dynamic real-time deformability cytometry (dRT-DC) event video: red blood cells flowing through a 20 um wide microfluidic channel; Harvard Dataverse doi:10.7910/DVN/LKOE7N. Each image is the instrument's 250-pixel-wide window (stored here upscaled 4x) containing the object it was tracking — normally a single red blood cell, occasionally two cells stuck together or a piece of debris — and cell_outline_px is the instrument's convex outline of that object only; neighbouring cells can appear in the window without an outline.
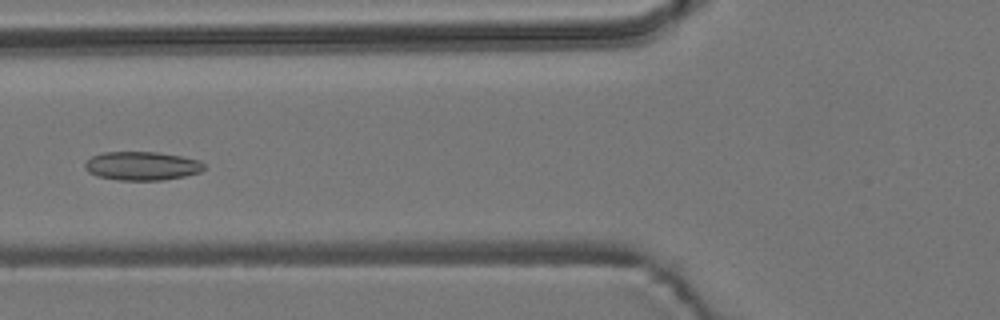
{"species": "common noctule bat (a hibernating species)", "species_latin": "Nyctalus noctula", "temperature_condition": "room temperature", "stored_images_in_passage": 8, "camera_frame_rate_fps": 3000, "um_per_image_px": 0.085, "animal": {"sex": "male", "body_mass_g": 19.2, "forearm_length_mm": 51.8}, "frame": {"image": 1, "passage_image": 6, "time_ms": 6.0, "image_size_px": [1000, 320], "cell_outline_px": [[204, 168], [200, 172], [184, 176], [160, 180], [120, 180], [96, 176], [88, 172], [84, 168], [84, 164], [92, 156], [104, 152], [156, 152], [180, 156], [200, 160], [204, 164]], "centroid_in_image_um": [12.04, 14.1], "position_along_channel_um": 113.8, "area_um2": 19.83}}
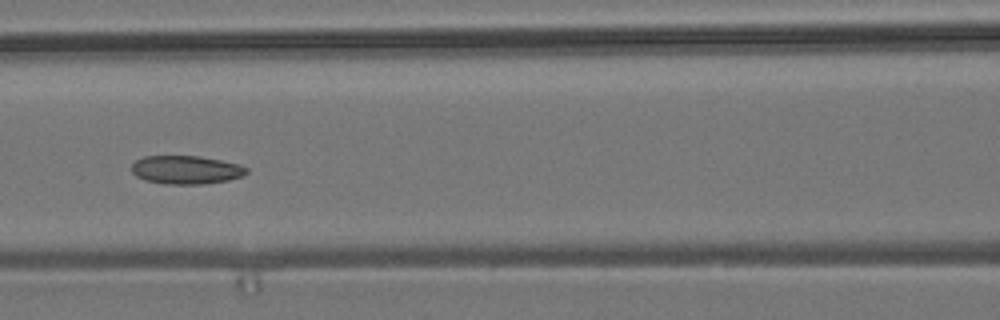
{"frame": {"image": 2, "passage_image": 7, "time_ms": 7.0, "image_size_px": [1000, 320], "cell_outline_px": [[248, 172], [244, 176], [228, 180], [200, 184], [164, 184], [144, 180], [136, 176], [132, 172], [132, 164], [136, 160], [144, 156], [200, 156], [240, 164], [248, 168]], "centroid_in_image_um": [15.82, 14.43], "position_along_channel_um": 150.8, "area_um2": 19.13}}
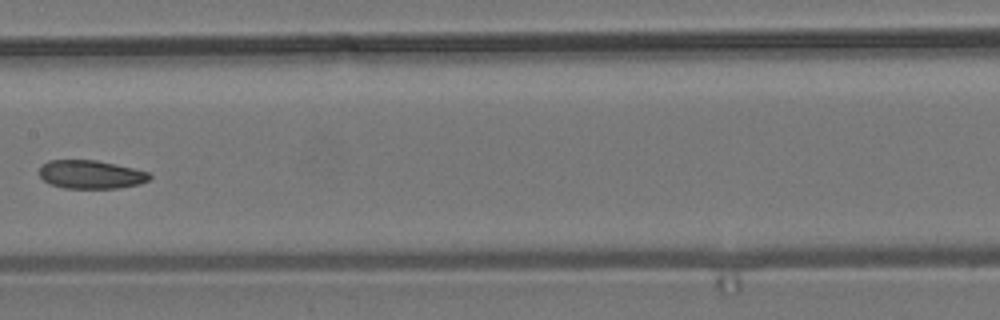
{"frame": {"image": 3, "passage_image": 8, "time_ms": 8.333, "image_size_px": [1000, 320], "cell_outline_px": [[152, 176], [148, 180], [140, 184], [116, 188], [64, 188], [48, 184], [40, 176], [40, 164], [48, 160], [96, 160], [132, 168], [148, 172]], "centroid_in_image_um": [7.68, 14.83], "position_along_channel_um": 199.7, "area_um2": 18.26}}